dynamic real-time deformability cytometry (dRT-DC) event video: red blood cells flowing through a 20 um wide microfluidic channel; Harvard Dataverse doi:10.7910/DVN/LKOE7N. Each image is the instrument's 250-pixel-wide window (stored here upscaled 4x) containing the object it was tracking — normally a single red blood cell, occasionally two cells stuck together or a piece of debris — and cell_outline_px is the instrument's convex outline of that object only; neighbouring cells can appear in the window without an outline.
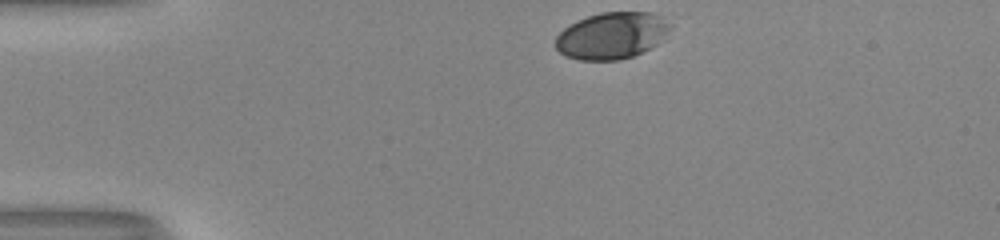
{"species": "human", "species_latin": "Homo sapiens", "temperature_condition": "room temperature", "stored_images_in_passage": 33, "camera_frame_rate_fps": 3000, "um_per_image_px": 0.085, "donor": {"sex": "male"}, "frame": {"image": 1, "passage_image": 1, "time_ms": 0.0, "image_size_px": [1000, 240], "cell_outline_px": [[672, 28], [656, 44], [632, 56], [620, 60], [580, 60], [564, 56], [556, 48], [556, 36], [564, 28], [588, 16], [600, 12], [652, 12], [660, 16], [672, 24]], "centroid_in_image_um": [52.0, 3.02], "position_along_channel_um": 33.0, "area_um2": 30.98}}
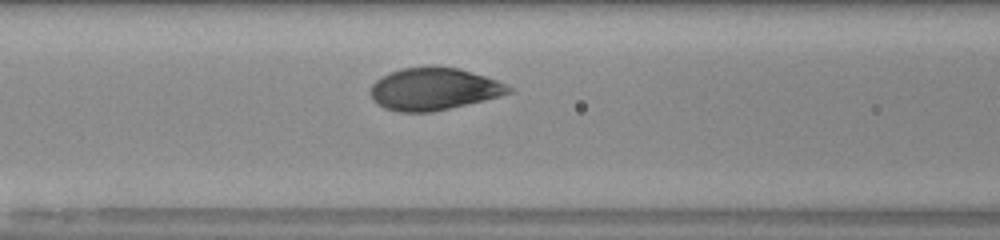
{"frame": {"image": 2, "passage_image": 13, "time_ms": 4.0, "image_size_px": [1000, 240], "cell_outline_px": [[516, 92], [484, 100], [432, 112], [400, 112], [384, 108], [376, 104], [372, 100], [368, 92], [372, 84], [380, 76], [388, 72], [400, 68], [436, 64], [460, 68], [496, 80], [512, 88]], "centroid_in_image_um": [36.82, 7.54], "position_along_channel_um": 129.8, "area_um2": 34.8}}
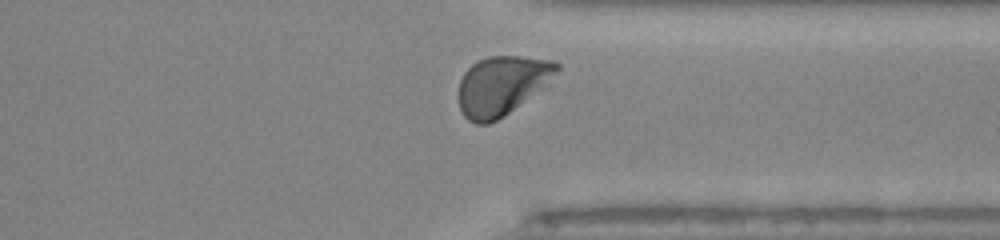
{"frame": {"image": 3, "passage_image": 31, "time_ms": 10.0, "image_size_px": [1000, 240], "cell_outline_px": [[560, 68], [544, 84], [504, 116], [488, 124], [476, 124], [468, 120], [464, 116], [460, 108], [460, 80], [464, 72], [472, 64], [488, 56], [520, 56], [548, 60], [560, 64]], "centroid_in_image_um": [42.6, 7.26], "position_along_channel_um": 368.8, "area_um2": 32.89}, "authors_computed_cell_mechanics": {"area_um2": 34.391, "velocity_mm_per_s": 3.9772, "shape_relaxation_time_tau1_ms": 2.1698, "shape_relaxation_time_tau2_ms": null, "deformation_change_tau1": 0.1238, "deformation_change_tau2": null}}